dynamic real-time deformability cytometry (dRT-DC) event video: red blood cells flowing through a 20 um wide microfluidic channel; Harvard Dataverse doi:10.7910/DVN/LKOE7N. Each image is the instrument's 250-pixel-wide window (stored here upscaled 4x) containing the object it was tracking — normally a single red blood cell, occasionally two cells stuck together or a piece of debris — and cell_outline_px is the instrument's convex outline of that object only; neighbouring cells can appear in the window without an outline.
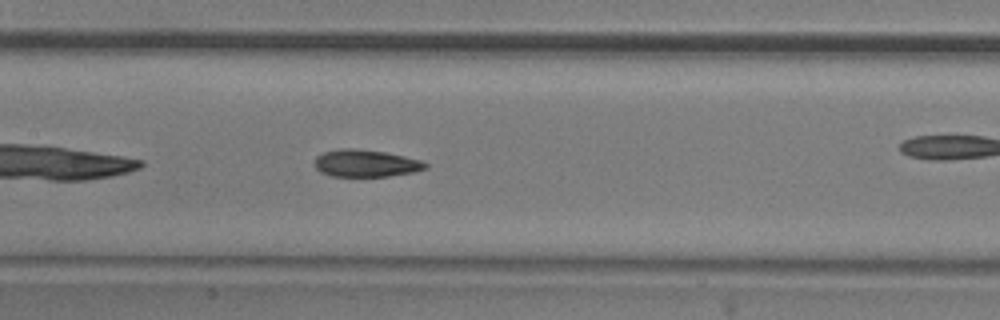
{"species": "common noctule bat (a hibernating species)", "species_latin": "Nyctalus noctula", "temperature_condition": "room temperature", "stored_images_in_passage": 25, "camera_frame_rate_fps": 3000, "um_per_image_px": 0.085, "animal": {"sex": "male", "body_mass_g": 20.5, "forearm_length_mm": 52.5}, "frame": {"image": 1, "passage_image": 11, "time_ms": 3.333, "image_size_px": [1000, 320], "cell_outline_px": [[428, 168], [416, 172], [388, 176], [332, 176], [320, 172], [312, 164], [316, 156], [324, 152], [340, 148], [352, 148], [384, 152], [404, 156], [420, 160], [428, 164]], "centroid_in_image_um": [31.07, 13.88], "position_along_channel_um": 176.3, "area_um2": 17.69}}